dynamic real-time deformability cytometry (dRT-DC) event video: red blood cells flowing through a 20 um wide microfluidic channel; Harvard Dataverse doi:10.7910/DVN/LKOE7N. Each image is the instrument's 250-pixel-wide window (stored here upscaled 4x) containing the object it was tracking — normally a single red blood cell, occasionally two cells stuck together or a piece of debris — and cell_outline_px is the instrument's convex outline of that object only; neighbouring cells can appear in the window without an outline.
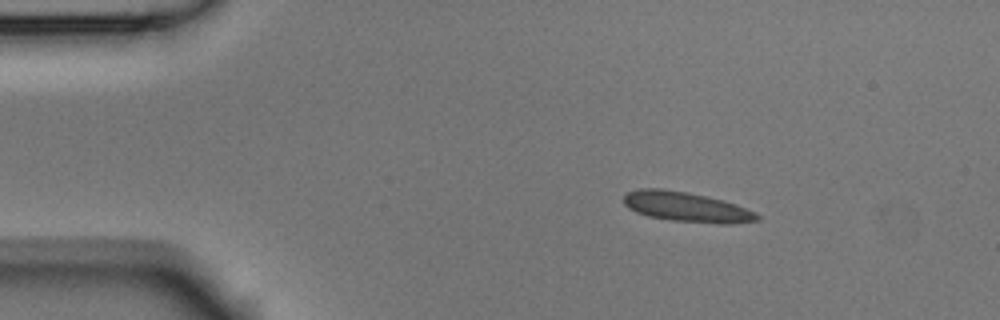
{"species": "Egyptian fruit bat (a non-hibernating species)", "species_latin": "Rousettus aegyptiacus", "temperature_condition": "room temperature", "stored_images_in_passage": 3, "camera_frame_rate_fps": 3000, "um_per_image_px": 0.085, "animal": {"sex": "male"}, "frame": {"image": 1, "passage_image": 1, "time_ms": 0.0, "image_size_px": [1000, 320], "cell_outline_px": [[760, 220], [732, 224], [716, 224], [672, 220], [648, 216], [636, 212], [628, 208], [624, 204], [624, 196], [628, 192], [640, 188], [664, 188], [688, 192], [724, 200], [736, 204], [756, 212], [760, 216]], "centroid_in_image_um": [58.38, 17.59], "position_along_channel_um": 26.6, "area_um2": 23.47}}